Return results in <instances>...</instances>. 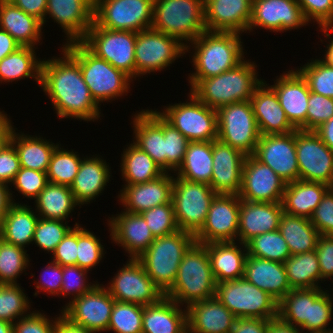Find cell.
<instances>
[{
  "instance_id": "obj_23",
  "label": "cell",
  "mask_w": 333,
  "mask_h": 333,
  "mask_svg": "<svg viewBox=\"0 0 333 333\" xmlns=\"http://www.w3.org/2000/svg\"><path fill=\"white\" fill-rule=\"evenodd\" d=\"M49 15L65 33V44L80 42L94 23V0H48L46 17Z\"/></svg>"
},
{
  "instance_id": "obj_38",
  "label": "cell",
  "mask_w": 333,
  "mask_h": 333,
  "mask_svg": "<svg viewBox=\"0 0 333 333\" xmlns=\"http://www.w3.org/2000/svg\"><path fill=\"white\" fill-rule=\"evenodd\" d=\"M0 29L7 31L20 46L35 48L43 36L42 22L12 2L0 3Z\"/></svg>"
},
{
  "instance_id": "obj_10",
  "label": "cell",
  "mask_w": 333,
  "mask_h": 333,
  "mask_svg": "<svg viewBox=\"0 0 333 333\" xmlns=\"http://www.w3.org/2000/svg\"><path fill=\"white\" fill-rule=\"evenodd\" d=\"M216 195L209 184L173 176L171 201L179 230L195 236L202 229Z\"/></svg>"
},
{
  "instance_id": "obj_9",
  "label": "cell",
  "mask_w": 333,
  "mask_h": 333,
  "mask_svg": "<svg viewBox=\"0 0 333 333\" xmlns=\"http://www.w3.org/2000/svg\"><path fill=\"white\" fill-rule=\"evenodd\" d=\"M215 297L237 318L278 317V302L244 277L217 283Z\"/></svg>"
},
{
  "instance_id": "obj_43",
  "label": "cell",
  "mask_w": 333,
  "mask_h": 333,
  "mask_svg": "<svg viewBox=\"0 0 333 333\" xmlns=\"http://www.w3.org/2000/svg\"><path fill=\"white\" fill-rule=\"evenodd\" d=\"M34 47L21 46L0 61V83L14 82L25 78H34L41 84V66L43 60L36 57Z\"/></svg>"
},
{
  "instance_id": "obj_24",
  "label": "cell",
  "mask_w": 333,
  "mask_h": 333,
  "mask_svg": "<svg viewBox=\"0 0 333 333\" xmlns=\"http://www.w3.org/2000/svg\"><path fill=\"white\" fill-rule=\"evenodd\" d=\"M269 86L277 94L290 124L296 130L306 131L310 89L302 74L297 69H291L277 76L274 84Z\"/></svg>"
},
{
  "instance_id": "obj_1",
  "label": "cell",
  "mask_w": 333,
  "mask_h": 333,
  "mask_svg": "<svg viewBox=\"0 0 333 333\" xmlns=\"http://www.w3.org/2000/svg\"><path fill=\"white\" fill-rule=\"evenodd\" d=\"M62 57L43 59L40 87L52 102L57 117L99 120L100 106L92 98L79 63L62 47Z\"/></svg>"
},
{
  "instance_id": "obj_16",
  "label": "cell",
  "mask_w": 333,
  "mask_h": 333,
  "mask_svg": "<svg viewBox=\"0 0 333 333\" xmlns=\"http://www.w3.org/2000/svg\"><path fill=\"white\" fill-rule=\"evenodd\" d=\"M114 275L105 288L117 301L147 306L157 303L164 296L138 259L128 258Z\"/></svg>"
},
{
  "instance_id": "obj_44",
  "label": "cell",
  "mask_w": 333,
  "mask_h": 333,
  "mask_svg": "<svg viewBox=\"0 0 333 333\" xmlns=\"http://www.w3.org/2000/svg\"><path fill=\"white\" fill-rule=\"evenodd\" d=\"M121 156L120 171L125 185L145 183L165 173L149 154L134 143L128 144Z\"/></svg>"
},
{
  "instance_id": "obj_21",
  "label": "cell",
  "mask_w": 333,
  "mask_h": 333,
  "mask_svg": "<svg viewBox=\"0 0 333 333\" xmlns=\"http://www.w3.org/2000/svg\"><path fill=\"white\" fill-rule=\"evenodd\" d=\"M286 182L253 155L245 158L239 198L252 202H282Z\"/></svg>"
},
{
  "instance_id": "obj_41",
  "label": "cell",
  "mask_w": 333,
  "mask_h": 333,
  "mask_svg": "<svg viewBox=\"0 0 333 333\" xmlns=\"http://www.w3.org/2000/svg\"><path fill=\"white\" fill-rule=\"evenodd\" d=\"M20 133L14 129L10 141L17 150L21 167L47 172L52 154L59 144L47 141L40 135Z\"/></svg>"
},
{
  "instance_id": "obj_50",
  "label": "cell",
  "mask_w": 333,
  "mask_h": 333,
  "mask_svg": "<svg viewBox=\"0 0 333 333\" xmlns=\"http://www.w3.org/2000/svg\"><path fill=\"white\" fill-rule=\"evenodd\" d=\"M19 285L0 284V320L14 324L31 313L30 299Z\"/></svg>"
},
{
  "instance_id": "obj_48",
  "label": "cell",
  "mask_w": 333,
  "mask_h": 333,
  "mask_svg": "<svg viewBox=\"0 0 333 333\" xmlns=\"http://www.w3.org/2000/svg\"><path fill=\"white\" fill-rule=\"evenodd\" d=\"M247 253L256 258L284 263L291 256L279 229L253 237L246 243Z\"/></svg>"
},
{
  "instance_id": "obj_35",
  "label": "cell",
  "mask_w": 333,
  "mask_h": 333,
  "mask_svg": "<svg viewBox=\"0 0 333 333\" xmlns=\"http://www.w3.org/2000/svg\"><path fill=\"white\" fill-rule=\"evenodd\" d=\"M244 278L259 289L266 291L277 302L292 290L284 263L247 255Z\"/></svg>"
},
{
  "instance_id": "obj_33",
  "label": "cell",
  "mask_w": 333,
  "mask_h": 333,
  "mask_svg": "<svg viewBox=\"0 0 333 333\" xmlns=\"http://www.w3.org/2000/svg\"><path fill=\"white\" fill-rule=\"evenodd\" d=\"M238 243V244H237ZM236 241L211 242L204 244L216 283L244 277L246 244Z\"/></svg>"
},
{
  "instance_id": "obj_4",
  "label": "cell",
  "mask_w": 333,
  "mask_h": 333,
  "mask_svg": "<svg viewBox=\"0 0 333 333\" xmlns=\"http://www.w3.org/2000/svg\"><path fill=\"white\" fill-rule=\"evenodd\" d=\"M324 290L292 289L278 302V317L304 333H333V300Z\"/></svg>"
},
{
  "instance_id": "obj_36",
  "label": "cell",
  "mask_w": 333,
  "mask_h": 333,
  "mask_svg": "<svg viewBox=\"0 0 333 333\" xmlns=\"http://www.w3.org/2000/svg\"><path fill=\"white\" fill-rule=\"evenodd\" d=\"M163 296L157 303L144 306L142 333H184L188 329L187 308Z\"/></svg>"
},
{
  "instance_id": "obj_45",
  "label": "cell",
  "mask_w": 333,
  "mask_h": 333,
  "mask_svg": "<svg viewBox=\"0 0 333 333\" xmlns=\"http://www.w3.org/2000/svg\"><path fill=\"white\" fill-rule=\"evenodd\" d=\"M279 231L287 242L291 255L315 250L319 233L310 219L283 213Z\"/></svg>"
},
{
  "instance_id": "obj_31",
  "label": "cell",
  "mask_w": 333,
  "mask_h": 333,
  "mask_svg": "<svg viewBox=\"0 0 333 333\" xmlns=\"http://www.w3.org/2000/svg\"><path fill=\"white\" fill-rule=\"evenodd\" d=\"M236 319L215 296L187 307V325L191 333H231Z\"/></svg>"
},
{
  "instance_id": "obj_74",
  "label": "cell",
  "mask_w": 333,
  "mask_h": 333,
  "mask_svg": "<svg viewBox=\"0 0 333 333\" xmlns=\"http://www.w3.org/2000/svg\"><path fill=\"white\" fill-rule=\"evenodd\" d=\"M314 132L320 137L322 142L333 152V117L322 123Z\"/></svg>"
},
{
  "instance_id": "obj_46",
  "label": "cell",
  "mask_w": 333,
  "mask_h": 333,
  "mask_svg": "<svg viewBox=\"0 0 333 333\" xmlns=\"http://www.w3.org/2000/svg\"><path fill=\"white\" fill-rule=\"evenodd\" d=\"M284 267L292 289L322 288L320 281L325 282L315 250L291 255L285 260Z\"/></svg>"
},
{
  "instance_id": "obj_54",
  "label": "cell",
  "mask_w": 333,
  "mask_h": 333,
  "mask_svg": "<svg viewBox=\"0 0 333 333\" xmlns=\"http://www.w3.org/2000/svg\"><path fill=\"white\" fill-rule=\"evenodd\" d=\"M39 218L35 227L32 244L48 253H53L57 245L63 240L66 234L73 228L68 222Z\"/></svg>"
},
{
  "instance_id": "obj_40",
  "label": "cell",
  "mask_w": 333,
  "mask_h": 333,
  "mask_svg": "<svg viewBox=\"0 0 333 333\" xmlns=\"http://www.w3.org/2000/svg\"><path fill=\"white\" fill-rule=\"evenodd\" d=\"M35 212L39 218L68 222V216L80 205L76 202L69 186L48 182L34 199Z\"/></svg>"
},
{
  "instance_id": "obj_30",
  "label": "cell",
  "mask_w": 333,
  "mask_h": 333,
  "mask_svg": "<svg viewBox=\"0 0 333 333\" xmlns=\"http://www.w3.org/2000/svg\"><path fill=\"white\" fill-rule=\"evenodd\" d=\"M261 135L287 134L296 129L288 121L275 91L264 80L250 99Z\"/></svg>"
},
{
  "instance_id": "obj_8",
  "label": "cell",
  "mask_w": 333,
  "mask_h": 333,
  "mask_svg": "<svg viewBox=\"0 0 333 333\" xmlns=\"http://www.w3.org/2000/svg\"><path fill=\"white\" fill-rule=\"evenodd\" d=\"M152 28L187 46L206 31L204 0H154Z\"/></svg>"
},
{
  "instance_id": "obj_42",
  "label": "cell",
  "mask_w": 333,
  "mask_h": 333,
  "mask_svg": "<svg viewBox=\"0 0 333 333\" xmlns=\"http://www.w3.org/2000/svg\"><path fill=\"white\" fill-rule=\"evenodd\" d=\"M212 162V141L189 142L183 162L173 175L211 185Z\"/></svg>"
},
{
  "instance_id": "obj_22",
  "label": "cell",
  "mask_w": 333,
  "mask_h": 333,
  "mask_svg": "<svg viewBox=\"0 0 333 333\" xmlns=\"http://www.w3.org/2000/svg\"><path fill=\"white\" fill-rule=\"evenodd\" d=\"M308 26L297 0H253L248 32L261 28L286 32Z\"/></svg>"
},
{
  "instance_id": "obj_53",
  "label": "cell",
  "mask_w": 333,
  "mask_h": 333,
  "mask_svg": "<svg viewBox=\"0 0 333 333\" xmlns=\"http://www.w3.org/2000/svg\"><path fill=\"white\" fill-rule=\"evenodd\" d=\"M104 245L93 232L83 226L77 225V265L80 268L92 271L105 255Z\"/></svg>"
},
{
  "instance_id": "obj_70",
  "label": "cell",
  "mask_w": 333,
  "mask_h": 333,
  "mask_svg": "<svg viewBox=\"0 0 333 333\" xmlns=\"http://www.w3.org/2000/svg\"><path fill=\"white\" fill-rule=\"evenodd\" d=\"M19 47L21 46L7 31L0 29V61Z\"/></svg>"
},
{
  "instance_id": "obj_11",
  "label": "cell",
  "mask_w": 333,
  "mask_h": 333,
  "mask_svg": "<svg viewBox=\"0 0 333 333\" xmlns=\"http://www.w3.org/2000/svg\"><path fill=\"white\" fill-rule=\"evenodd\" d=\"M136 32L110 30L95 22L80 41L91 53L136 79Z\"/></svg>"
},
{
  "instance_id": "obj_20",
  "label": "cell",
  "mask_w": 333,
  "mask_h": 333,
  "mask_svg": "<svg viewBox=\"0 0 333 333\" xmlns=\"http://www.w3.org/2000/svg\"><path fill=\"white\" fill-rule=\"evenodd\" d=\"M253 156L269 166L286 183L299 180L295 131L261 135Z\"/></svg>"
},
{
  "instance_id": "obj_7",
  "label": "cell",
  "mask_w": 333,
  "mask_h": 333,
  "mask_svg": "<svg viewBox=\"0 0 333 333\" xmlns=\"http://www.w3.org/2000/svg\"><path fill=\"white\" fill-rule=\"evenodd\" d=\"M195 242V236L183 230L157 237L137 258L147 275L165 294L175 282L185 252Z\"/></svg>"
},
{
  "instance_id": "obj_27",
  "label": "cell",
  "mask_w": 333,
  "mask_h": 333,
  "mask_svg": "<svg viewBox=\"0 0 333 333\" xmlns=\"http://www.w3.org/2000/svg\"><path fill=\"white\" fill-rule=\"evenodd\" d=\"M252 16V0H204L207 31L246 33Z\"/></svg>"
},
{
  "instance_id": "obj_6",
  "label": "cell",
  "mask_w": 333,
  "mask_h": 333,
  "mask_svg": "<svg viewBox=\"0 0 333 333\" xmlns=\"http://www.w3.org/2000/svg\"><path fill=\"white\" fill-rule=\"evenodd\" d=\"M62 46L79 63L90 94L99 106L105 101L110 102L127 95L130 91L133 79L106 60L95 56L81 42Z\"/></svg>"
},
{
  "instance_id": "obj_58",
  "label": "cell",
  "mask_w": 333,
  "mask_h": 333,
  "mask_svg": "<svg viewBox=\"0 0 333 333\" xmlns=\"http://www.w3.org/2000/svg\"><path fill=\"white\" fill-rule=\"evenodd\" d=\"M48 183L46 172L22 168L17 172L11 185L27 199H35Z\"/></svg>"
},
{
  "instance_id": "obj_2",
  "label": "cell",
  "mask_w": 333,
  "mask_h": 333,
  "mask_svg": "<svg viewBox=\"0 0 333 333\" xmlns=\"http://www.w3.org/2000/svg\"><path fill=\"white\" fill-rule=\"evenodd\" d=\"M240 36L235 32L206 30L186 46V53L194 52L191 63L195 72L188 75L191 89L201 79L220 75L245 60L244 43Z\"/></svg>"
},
{
  "instance_id": "obj_25",
  "label": "cell",
  "mask_w": 333,
  "mask_h": 333,
  "mask_svg": "<svg viewBox=\"0 0 333 333\" xmlns=\"http://www.w3.org/2000/svg\"><path fill=\"white\" fill-rule=\"evenodd\" d=\"M213 171L211 187L216 194L239 195L242 186V170L246 155L221 142L212 141Z\"/></svg>"
},
{
  "instance_id": "obj_28",
  "label": "cell",
  "mask_w": 333,
  "mask_h": 333,
  "mask_svg": "<svg viewBox=\"0 0 333 333\" xmlns=\"http://www.w3.org/2000/svg\"><path fill=\"white\" fill-rule=\"evenodd\" d=\"M118 194L125 212L141 213L145 210L170 203L172 199L173 175L165 172L158 178L134 185H123Z\"/></svg>"
},
{
  "instance_id": "obj_61",
  "label": "cell",
  "mask_w": 333,
  "mask_h": 333,
  "mask_svg": "<svg viewBox=\"0 0 333 333\" xmlns=\"http://www.w3.org/2000/svg\"><path fill=\"white\" fill-rule=\"evenodd\" d=\"M40 311H32L13 324V333H55L56 317L49 319Z\"/></svg>"
},
{
  "instance_id": "obj_77",
  "label": "cell",
  "mask_w": 333,
  "mask_h": 333,
  "mask_svg": "<svg viewBox=\"0 0 333 333\" xmlns=\"http://www.w3.org/2000/svg\"><path fill=\"white\" fill-rule=\"evenodd\" d=\"M333 279V276L330 278V280H332ZM331 283H333V280H332V282ZM330 289H332V291H333V288H330ZM325 291L327 292V294H328V296L331 298V299H333V294L331 295V294H329L328 292V290H326L325 289ZM332 296V297H331Z\"/></svg>"
},
{
  "instance_id": "obj_14",
  "label": "cell",
  "mask_w": 333,
  "mask_h": 333,
  "mask_svg": "<svg viewBox=\"0 0 333 333\" xmlns=\"http://www.w3.org/2000/svg\"><path fill=\"white\" fill-rule=\"evenodd\" d=\"M154 0H94V22L102 28L138 33L153 24Z\"/></svg>"
},
{
  "instance_id": "obj_51",
  "label": "cell",
  "mask_w": 333,
  "mask_h": 333,
  "mask_svg": "<svg viewBox=\"0 0 333 333\" xmlns=\"http://www.w3.org/2000/svg\"><path fill=\"white\" fill-rule=\"evenodd\" d=\"M144 306L115 300L107 331L142 333Z\"/></svg>"
},
{
  "instance_id": "obj_13",
  "label": "cell",
  "mask_w": 333,
  "mask_h": 333,
  "mask_svg": "<svg viewBox=\"0 0 333 333\" xmlns=\"http://www.w3.org/2000/svg\"><path fill=\"white\" fill-rule=\"evenodd\" d=\"M183 103L169 104L158 113L190 142L217 139V112L202 103L191 91Z\"/></svg>"
},
{
  "instance_id": "obj_71",
  "label": "cell",
  "mask_w": 333,
  "mask_h": 333,
  "mask_svg": "<svg viewBox=\"0 0 333 333\" xmlns=\"http://www.w3.org/2000/svg\"><path fill=\"white\" fill-rule=\"evenodd\" d=\"M14 127L5 111L0 110V149L10 142L13 130H17Z\"/></svg>"
},
{
  "instance_id": "obj_15",
  "label": "cell",
  "mask_w": 333,
  "mask_h": 333,
  "mask_svg": "<svg viewBox=\"0 0 333 333\" xmlns=\"http://www.w3.org/2000/svg\"><path fill=\"white\" fill-rule=\"evenodd\" d=\"M136 78L161 71L186 55V46L177 38L152 27L139 31L135 43Z\"/></svg>"
},
{
  "instance_id": "obj_75",
  "label": "cell",
  "mask_w": 333,
  "mask_h": 333,
  "mask_svg": "<svg viewBox=\"0 0 333 333\" xmlns=\"http://www.w3.org/2000/svg\"><path fill=\"white\" fill-rule=\"evenodd\" d=\"M323 32L322 34L326 36L325 39L329 41L326 45V50L323 59H321L323 62H325L327 65L333 67V27H322L319 29V31ZM332 33V34H331ZM329 39V40H328Z\"/></svg>"
},
{
  "instance_id": "obj_57",
  "label": "cell",
  "mask_w": 333,
  "mask_h": 333,
  "mask_svg": "<svg viewBox=\"0 0 333 333\" xmlns=\"http://www.w3.org/2000/svg\"><path fill=\"white\" fill-rule=\"evenodd\" d=\"M88 270L78 265L62 266V287L60 295L71 297V301L92 290L99 282L88 283ZM87 278V279H86ZM67 296V297H66Z\"/></svg>"
},
{
  "instance_id": "obj_12",
  "label": "cell",
  "mask_w": 333,
  "mask_h": 333,
  "mask_svg": "<svg viewBox=\"0 0 333 333\" xmlns=\"http://www.w3.org/2000/svg\"><path fill=\"white\" fill-rule=\"evenodd\" d=\"M217 112V139L253 155L261 136L250 101L225 105Z\"/></svg>"
},
{
  "instance_id": "obj_69",
  "label": "cell",
  "mask_w": 333,
  "mask_h": 333,
  "mask_svg": "<svg viewBox=\"0 0 333 333\" xmlns=\"http://www.w3.org/2000/svg\"><path fill=\"white\" fill-rule=\"evenodd\" d=\"M55 333H96L73 323L62 312L56 317Z\"/></svg>"
},
{
  "instance_id": "obj_68",
  "label": "cell",
  "mask_w": 333,
  "mask_h": 333,
  "mask_svg": "<svg viewBox=\"0 0 333 333\" xmlns=\"http://www.w3.org/2000/svg\"><path fill=\"white\" fill-rule=\"evenodd\" d=\"M48 0H13L12 3L26 14L35 16L41 22L45 21Z\"/></svg>"
},
{
  "instance_id": "obj_65",
  "label": "cell",
  "mask_w": 333,
  "mask_h": 333,
  "mask_svg": "<svg viewBox=\"0 0 333 333\" xmlns=\"http://www.w3.org/2000/svg\"><path fill=\"white\" fill-rule=\"evenodd\" d=\"M20 169L19 155L10 141L0 149V182L11 185Z\"/></svg>"
},
{
  "instance_id": "obj_37",
  "label": "cell",
  "mask_w": 333,
  "mask_h": 333,
  "mask_svg": "<svg viewBox=\"0 0 333 333\" xmlns=\"http://www.w3.org/2000/svg\"><path fill=\"white\" fill-rule=\"evenodd\" d=\"M331 188L322 182L297 180L286 184L282 198L287 214L310 219L323 196Z\"/></svg>"
},
{
  "instance_id": "obj_47",
  "label": "cell",
  "mask_w": 333,
  "mask_h": 333,
  "mask_svg": "<svg viewBox=\"0 0 333 333\" xmlns=\"http://www.w3.org/2000/svg\"><path fill=\"white\" fill-rule=\"evenodd\" d=\"M78 152L67 150L58 145L51 157L46 175L48 182L71 186L79 171L82 158Z\"/></svg>"
},
{
  "instance_id": "obj_52",
  "label": "cell",
  "mask_w": 333,
  "mask_h": 333,
  "mask_svg": "<svg viewBox=\"0 0 333 333\" xmlns=\"http://www.w3.org/2000/svg\"><path fill=\"white\" fill-rule=\"evenodd\" d=\"M297 70L306 79L310 92L333 99V67L318 59L309 60Z\"/></svg>"
},
{
  "instance_id": "obj_39",
  "label": "cell",
  "mask_w": 333,
  "mask_h": 333,
  "mask_svg": "<svg viewBox=\"0 0 333 333\" xmlns=\"http://www.w3.org/2000/svg\"><path fill=\"white\" fill-rule=\"evenodd\" d=\"M31 209V206L22 203H13L9 207L0 227L4 241L24 249L33 242L39 216Z\"/></svg>"
},
{
  "instance_id": "obj_63",
  "label": "cell",
  "mask_w": 333,
  "mask_h": 333,
  "mask_svg": "<svg viewBox=\"0 0 333 333\" xmlns=\"http://www.w3.org/2000/svg\"><path fill=\"white\" fill-rule=\"evenodd\" d=\"M47 264L45 269H42L43 271L40 273V281H34L37 289L34 293L35 297L39 292H45L55 297L56 295L58 297L60 295L62 287V266L53 261Z\"/></svg>"
},
{
  "instance_id": "obj_26",
  "label": "cell",
  "mask_w": 333,
  "mask_h": 333,
  "mask_svg": "<svg viewBox=\"0 0 333 333\" xmlns=\"http://www.w3.org/2000/svg\"><path fill=\"white\" fill-rule=\"evenodd\" d=\"M109 218L111 240L124 248L130 258H139L155 240L140 213L121 211Z\"/></svg>"
},
{
  "instance_id": "obj_66",
  "label": "cell",
  "mask_w": 333,
  "mask_h": 333,
  "mask_svg": "<svg viewBox=\"0 0 333 333\" xmlns=\"http://www.w3.org/2000/svg\"><path fill=\"white\" fill-rule=\"evenodd\" d=\"M315 252L321 277L326 281L333 276V235H319Z\"/></svg>"
},
{
  "instance_id": "obj_59",
  "label": "cell",
  "mask_w": 333,
  "mask_h": 333,
  "mask_svg": "<svg viewBox=\"0 0 333 333\" xmlns=\"http://www.w3.org/2000/svg\"><path fill=\"white\" fill-rule=\"evenodd\" d=\"M333 117V99L310 92L308 99L306 131H314Z\"/></svg>"
},
{
  "instance_id": "obj_56",
  "label": "cell",
  "mask_w": 333,
  "mask_h": 333,
  "mask_svg": "<svg viewBox=\"0 0 333 333\" xmlns=\"http://www.w3.org/2000/svg\"><path fill=\"white\" fill-rule=\"evenodd\" d=\"M165 172H175L183 162L188 143L180 131L164 119Z\"/></svg>"
},
{
  "instance_id": "obj_3",
  "label": "cell",
  "mask_w": 333,
  "mask_h": 333,
  "mask_svg": "<svg viewBox=\"0 0 333 333\" xmlns=\"http://www.w3.org/2000/svg\"><path fill=\"white\" fill-rule=\"evenodd\" d=\"M256 68L253 61L244 60L220 75L201 79L190 91L202 103L215 110L231 103L250 101L264 81L258 78Z\"/></svg>"
},
{
  "instance_id": "obj_76",
  "label": "cell",
  "mask_w": 333,
  "mask_h": 333,
  "mask_svg": "<svg viewBox=\"0 0 333 333\" xmlns=\"http://www.w3.org/2000/svg\"><path fill=\"white\" fill-rule=\"evenodd\" d=\"M0 333H13V324L0 320Z\"/></svg>"
},
{
  "instance_id": "obj_64",
  "label": "cell",
  "mask_w": 333,
  "mask_h": 333,
  "mask_svg": "<svg viewBox=\"0 0 333 333\" xmlns=\"http://www.w3.org/2000/svg\"><path fill=\"white\" fill-rule=\"evenodd\" d=\"M77 225L80 224L76 222L74 227L57 245L52 253L51 261L61 266L77 265Z\"/></svg>"
},
{
  "instance_id": "obj_62",
  "label": "cell",
  "mask_w": 333,
  "mask_h": 333,
  "mask_svg": "<svg viewBox=\"0 0 333 333\" xmlns=\"http://www.w3.org/2000/svg\"><path fill=\"white\" fill-rule=\"evenodd\" d=\"M310 221L319 235H333V187L323 196Z\"/></svg>"
},
{
  "instance_id": "obj_55",
  "label": "cell",
  "mask_w": 333,
  "mask_h": 333,
  "mask_svg": "<svg viewBox=\"0 0 333 333\" xmlns=\"http://www.w3.org/2000/svg\"><path fill=\"white\" fill-rule=\"evenodd\" d=\"M155 238L173 234L179 230L172 201L140 213Z\"/></svg>"
},
{
  "instance_id": "obj_17",
  "label": "cell",
  "mask_w": 333,
  "mask_h": 333,
  "mask_svg": "<svg viewBox=\"0 0 333 333\" xmlns=\"http://www.w3.org/2000/svg\"><path fill=\"white\" fill-rule=\"evenodd\" d=\"M299 179L333 187V152L314 131L295 130Z\"/></svg>"
},
{
  "instance_id": "obj_19",
  "label": "cell",
  "mask_w": 333,
  "mask_h": 333,
  "mask_svg": "<svg viewBox=\"0 0 333 333\" xmlns=\"http://www.w3.org/2000/svg\"><path fill=\"white\" fill-rule=\"evenodd\" d=\"M240 213L238 195L217 194L213 199L202 229L195 235V242L237 241Z\"/></svg>"
},
{
  "instance_id": "obj_5",
  "label": "cell",
  "mask_w": 333,
  "mask_h": 333,
  "mask_svg": "<svg viewBox=\"0 0 333 333\" xmlns=\"http://www.w3.org/2000/svg\"><path fill=\"white\" fill-rule=\"evenodd\" d=\"M216 280L204 244L194 242L185 252L172 287L164 294L180 306L215 296Z\"/></svg>"
},
{
  "instance_id": "obj_79",
  "label": "cell",
  "mask_w": 333,
  "mask_h": 333,
  "mask_svg": "<svg viewBox=\"0 0 333 333\" xmlns=\"http://www.w3.org/2000/svg\"><path fill=\"white\" fill-rule=\"evenodd\" d=\"M184 333H191L188 329Z\"/></svg>"
},
{
  "instance_id": "obj_18",
  "label": "cell",
  "mask_w": 333,
  "mask_h": 333,
  "mask_svg": "<svg viewBox=\"0 0 333 333\" xmlns=\"http://www.w3.org/2000/svg\"><path fill=\"white\" fill-rule=\"evenodd\" d=\"M115 299L103 284H97L92 290L67 302L60 310L73 323L93 332L108 330Z\"/></svg>"
},
{
  "instance_id": "obj_78",
  "label": "cell",
  "mask_w": 333,
  "mask_h": 333,
  "mask_svg": "<svg viewBox=\"0 0 333 333\" xmlns=\"http://www.w3.org/2000/svg\"><path fill=\"white\" fill-rule=\"evenodd\" d=\"M13 0H0V3H3V2H12Z\"/></svg>"
},
{
  "instance_id": "obj_49",
  "label": "cell",
  "mask_w": 333,
  "mask_h": 333,
  "mask_svg": "<svg viewBox=\"0 0 333 333\" xmlns=\"http://www.w3.org/2000/svg\"><path fill=\"white\" fill-rule=\"evenodd\" d=\"M29 259L27 250L2 239L0 241V284H19L17 278L27 271Z\"/></svg>"
},
{
  "instance_id": "obj_72",
  "label": "cell",
  "mask_w": 333,
  "mask_h": 333,
  "mask_svg": "<svg viewBox=\"0 0 333 333\" xmlns=\"http://www.w3.org/2000/svg\"><path fill=\"white\" fill-rule=\"evenodd\" d=\"M9 185L0 182V227L3 222V218L9 209V207L15 202L13 198V193Z\"/></svg>"
},
{
  "instance_id": "obj_32",
  "label": "cell",
  "mask_w": 333,
  "mask_h": 333,
  "mask_svg": "<svg viewBox=\"0 0 333 333\" xmlns=\"http://www.w3.org/2000/svg\"><path fill=\"white\" fill-rule=\"evenodd\" d=\"M133 116V143L149 154L165 172L164 118L152 109H142Z\"/></svg>"
},
{
  "instance_id": "obj_73",
  "label": "cell",
  "mask_w": 333,
  "mask_h": 333,
  "mask_svg": "<svg viewBox=\"0 0 333 333\" xmlns=\"http://www.w3.org/2000/svg\"><path fill=\"white\" fill-rule=\"evenodd\" d=\"M267 333H304L300 328L282 321L279 317L269 320Z\"/></svg>"
},
{
  "instance_id": "obj_60",
  "label": "cell",
  "mask_w": 333,
  "mask_h": 333,
  "mask_svg": "<svg viewBox=\"0 0 333 333\" xmlns=\"http://www.w3.org/2000/svg\"><path fill=\"white\" fill-rule=\"evenodd\" d=\"M304 18L319 28L333 27V0H297Z\"/></svg>"
},
{
  "instance_id": "obj_34",
  "label": "cell",
  "mask_w": 333,
  "mask_h": 333,
  "mask_svg": "<svg viewBox=\"0 0 333 333\" xmlns=\"http://www.w3.org/2000/svg\"><path fill=\"white\" fill-rule=\"evenodd\" d=\"M96 156V157H95ZM82 157L79 171L75 177L73 184L70 186L76 202L80 205L89 204L96 197L101 195L107 183H109L111 167L106 160L101 159L95 154Z\"/></svg>"
},
{
  "instance_id": "obj_67",
  "label": "cell",
  "mask_w": 333,
  "mask_h": 333,
  "mask_svg": "<svg viewBox=\"0 0 333 333\" xmlns=\"http://www.w3.org/2000/svg\"><path fill=\"white\" fill-rule=\"evenodd\" d=\"M269 319L237 318L231 333H267Z\"/></svg>"
},
{
  "instance_id": "obj_29",
  "label": "cell",
  "mask_w": 333,
  "mask_h": 333,
  "mask_svg": "<svg viewBox=\"0 0 333 333\" xmlns=\"http://www.w3.org/2000/svg\"><path fill=\"white\" fill-rule=\"evenodd\" d=\"M281 202H252L240 199L237 241L246 244L253 237L279 229Z\"/></svg>"
}]
</instances>
